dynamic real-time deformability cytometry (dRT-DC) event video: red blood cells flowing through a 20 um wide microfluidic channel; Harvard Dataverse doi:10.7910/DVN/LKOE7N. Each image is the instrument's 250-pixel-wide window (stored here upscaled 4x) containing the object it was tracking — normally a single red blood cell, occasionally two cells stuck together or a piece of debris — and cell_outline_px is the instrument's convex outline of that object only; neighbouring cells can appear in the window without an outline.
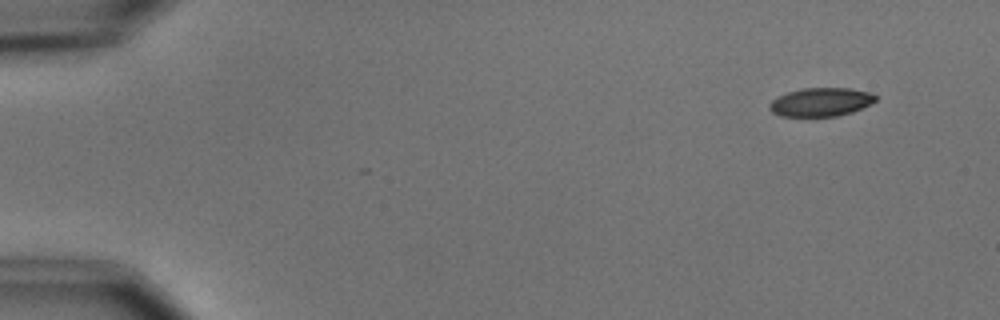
{"species": "common noctule bat (a hibernating species)", "species_latin": "Nyctalus noctula", "temperature_condition": "cold", "stored_images_in_passage": 4, "camera_frame_rate_fps": 3000, "um_per_image_px": 0.085, "animal": {"sex": "male", "body_mass_g": 15.6}, "frame": {"image": 1, "passage_image": 1, "time_ms": 0.0, "image_size_px": [1000, 320], "cell_outline_px": [[876, 100], [872, 104], [852, 112], [836, 116], [780, 116], [772, 112], [768, 108], [768, 104], [772, 100], [788, 92], [800, 88], [848, 88], [872, 92], [876, 96]], "centroid_in_image_um": [69.79, 8.67], "position_along_channel_um": 15.2, "area_um2": 17.74}}
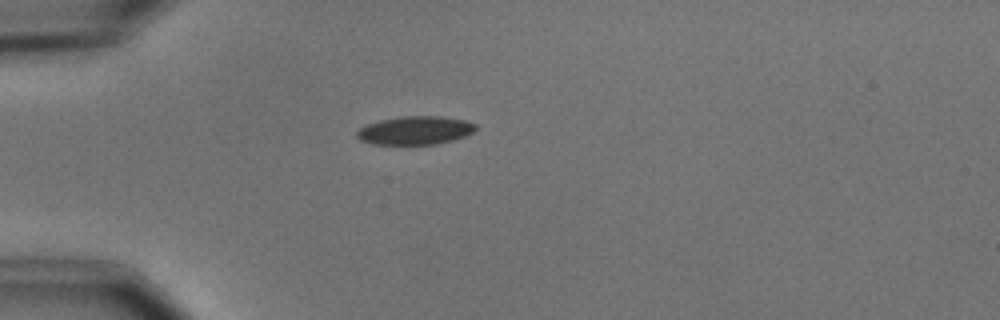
{"frame": {"image": 2, "passage_image": 4, "time_ms": 3.667, "image_size_px": [1000, 320], "cell_outline_px": [[476, 128], [472, 132], [464, 136], [452, 140], [436, 144], [372, 144], [360, 140], [356, 136], [356, 132], [360, 128], [368, 124], [380, 120], [404, 116], [440, 116], [464, 120], [476, 124]], "centroid_in_image_um": [35.27, 11.08], "position_along_channel_um": 49.7, "area_um2": 19.48}}